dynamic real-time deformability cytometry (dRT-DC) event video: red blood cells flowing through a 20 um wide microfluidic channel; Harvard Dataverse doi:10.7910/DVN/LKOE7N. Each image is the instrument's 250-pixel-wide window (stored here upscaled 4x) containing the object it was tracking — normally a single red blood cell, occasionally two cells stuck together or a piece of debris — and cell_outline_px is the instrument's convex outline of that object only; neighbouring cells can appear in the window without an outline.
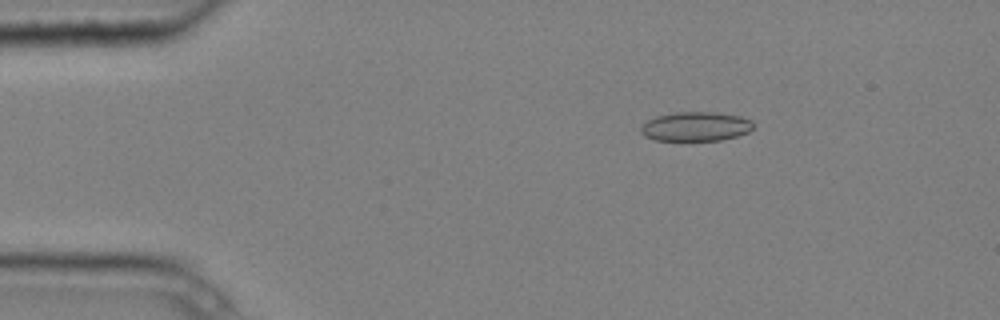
{"species": "common noctule bat (a hibernating species)", "species_latin": "Nyctalus noctula", "temperature_condition": "cold", "stored_images_in_passage": 5, "camera_frame_rate_fps": 3000, "um_per_image_px": 0.085, "animal": {"sex": "male", "body_mass_g": 20.4}, "frame": {"image": 1, "passage_image": 2, "time_ms": 0.333, "image_size_px": [1000, 320], "cell_outline_px": [[752, 128], [748, 132], [736, 136], [720, 140], [656, 140], [644, 136], [640, 132], [640, 128], [648, 120], [656, 116], [676, 112], [712, 112], [740, 116], [752, 120]], "centroid_in_image_um": [59.12, 10.75], "position_along_channel_um": 25.9, "area_um2": 19.02}}